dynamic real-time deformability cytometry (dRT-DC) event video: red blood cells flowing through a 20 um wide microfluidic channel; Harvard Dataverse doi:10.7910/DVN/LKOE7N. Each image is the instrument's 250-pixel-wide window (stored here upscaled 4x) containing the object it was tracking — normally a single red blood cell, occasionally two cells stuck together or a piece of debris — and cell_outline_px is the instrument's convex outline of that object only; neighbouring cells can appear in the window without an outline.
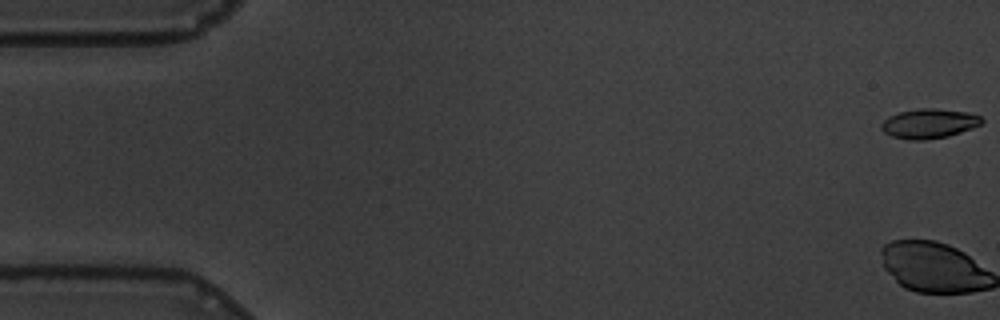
{"species": "common noctule bat (a hibernating species)", "species_latin": "Nyctalus noctula", "temperature_condition": "warm", "stored_images_in_passage": 11, "camera_frame_rate_fps": 3000, "um_per_image_px": 0.085, "animal": {"sex": "male", "body_mass_g": 19.5, "forearm_length_mm": 54.6}, "frame": {"image": 1, "passage_image": 1, "time_ms": 0.0, "image_size_px": [1000, 320], "cell_outline_px": [[984, 120], [980, 124], [972, 128], [948, 136], [924, 140], [908, 140], [892, 136], [884, 132], [880, 128], [880, 124], [888, 116], [900, 112], [916, 108], [936, 108], [968, 112], [980, 116]], "centroid_in_image_um": [78.94, 10.49], "position_along_channel_um": 6.1, "area_um2": 17.4}}